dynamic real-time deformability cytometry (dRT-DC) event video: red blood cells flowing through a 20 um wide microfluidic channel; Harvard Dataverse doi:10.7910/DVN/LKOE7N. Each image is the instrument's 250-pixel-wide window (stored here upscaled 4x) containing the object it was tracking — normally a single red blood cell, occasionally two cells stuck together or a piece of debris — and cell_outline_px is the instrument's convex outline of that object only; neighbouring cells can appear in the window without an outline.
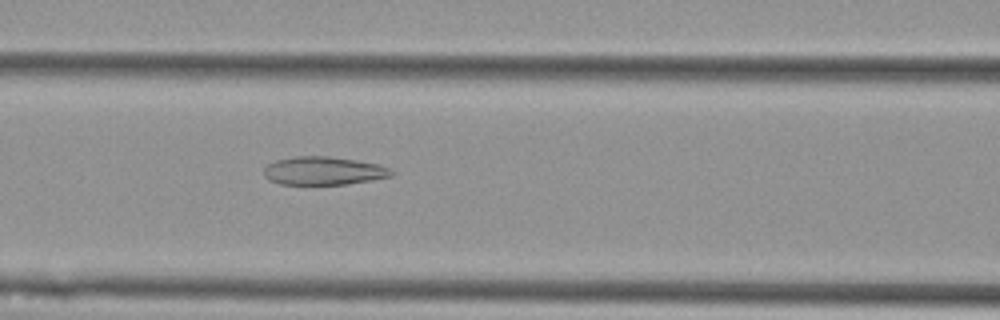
{"species": "Egyptian fruit bat (a non-hibernating species)", "species_latin": "Rousettus aegyptiacus", "temperature_condition": "cold", "stored_images_in_passage": 54, "camera_frame_rate_fps": 3000, "um_per_image_px": 0.085, "animal": {"sex": "female"}, "frame": {"image": 1, "passage_image": 22, "time_ms": 7.0, "image_size_px": [1000, 320], "cell_outline_px": [[396, 172], [392, 176], [372, 180], [344, 184], [280, 184], [268, 180], [264, 176], [264, 168], [268, 164], [276, 160], [292, 156], [328, 156], [356, 160], [380, 164]], "centroid_in_image_um": [27.5, 14.51], "position_along_channel_um": 139.1, "area_um2": 21.1}}
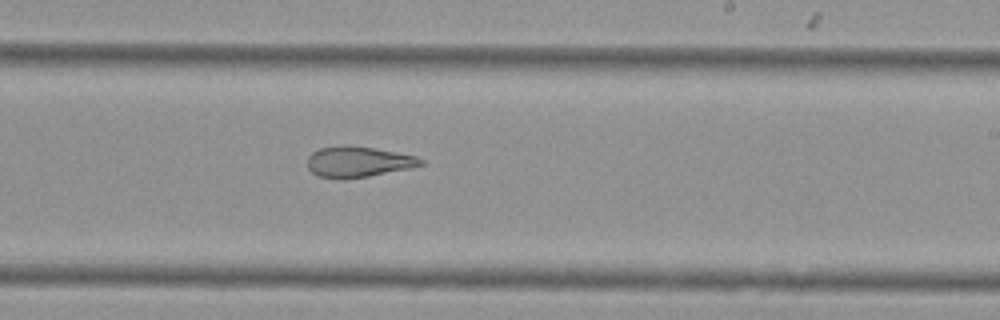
{"frame": {"image": 2, "passage_image": 32, "time_ms": 10.333, "image_size_px": [1000, 320], "cell_outline_px": [[424, 164], [408, 168], [368, 176], [344, 180], [320, 176], [312, 172], [308, 168], [308, 156], [312, 152], [320, 148], [340, 144], [348, 144], [372, 148], [416, 156], [424, 160]], "centroid_in_image_um": [30.4, 13.74], "position_along_channel_um": 258.6, "area_um2": 20.29}}
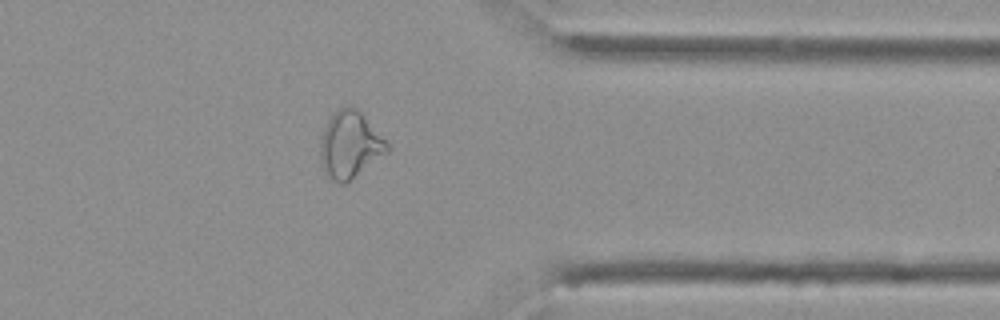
{"frame": {"image": 3, "passage_image": 43, "time_ms": 14.0, "image_size_px": [1000, 320], "cell_outline_px": [[392, 148], [388, 152], [344, 184], [340, 184], [332, 180], [324, 168], [320, 156], [320, 140], [324, 128], [328, 120], [336, 108], [344, 104], [352, 104], [364, 116]], "centroid_in_image_um": [29.74, 12.26], "position_along_channel_um": 381.7, "area_um2": 25.89}, "authors_computed_cell_mechanics": {"area_um2": 26.1834, "velocity_mm_per_s": 3.6015, "shape_relaxation_time_tau1_ms": null, "shape_relaxation_time_tau2_ms": 3.521, "deformation_change_tau1": null, "deformation_change_tau2": 0.1191}}